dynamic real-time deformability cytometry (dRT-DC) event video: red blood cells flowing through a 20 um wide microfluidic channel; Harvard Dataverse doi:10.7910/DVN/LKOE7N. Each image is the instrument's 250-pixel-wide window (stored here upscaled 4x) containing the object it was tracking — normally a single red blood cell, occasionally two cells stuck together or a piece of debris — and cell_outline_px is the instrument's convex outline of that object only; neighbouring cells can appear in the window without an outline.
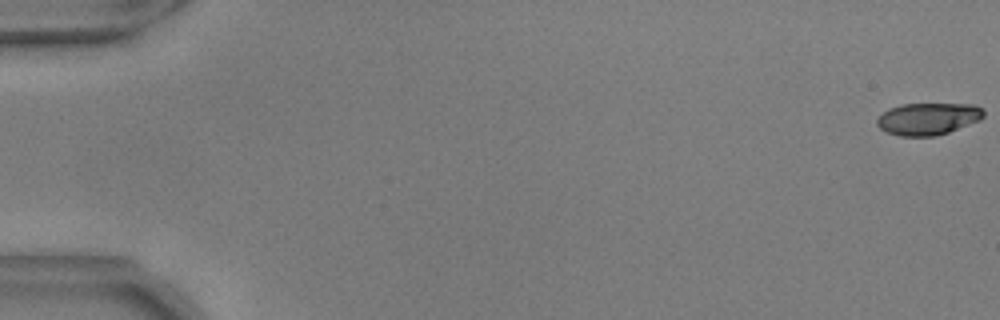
{"species": "common noctule bat (a hibernating species)", "species_latin": "Nyctalus noctula", "temperature_condition": "warm", "stored_images_in_passage": 9, "camera_frame_rate_fps": 3000, "um_per_image_px": 0.085, "animal": {"sex": "male", "body_mass_g": 17.9, "forearm_length_mm": 54.2}, "frame": {"image": 1, "passage_image": 1, "time_ms": 0.0, "image_size_px": [1000, 320], "cell_outline_px": [[984, 116], [980, 120], [948, 132], [936, 136], [900, 136], [888, 132], [880, 128], [876, 124], [876, 120], [888, 108], [904, 104], [976, 104], [984, 108]], "centroid_in_image_um": [78.91, 10.09], "position_along_channel_um": 6.1, "area_um2": 19.94}}